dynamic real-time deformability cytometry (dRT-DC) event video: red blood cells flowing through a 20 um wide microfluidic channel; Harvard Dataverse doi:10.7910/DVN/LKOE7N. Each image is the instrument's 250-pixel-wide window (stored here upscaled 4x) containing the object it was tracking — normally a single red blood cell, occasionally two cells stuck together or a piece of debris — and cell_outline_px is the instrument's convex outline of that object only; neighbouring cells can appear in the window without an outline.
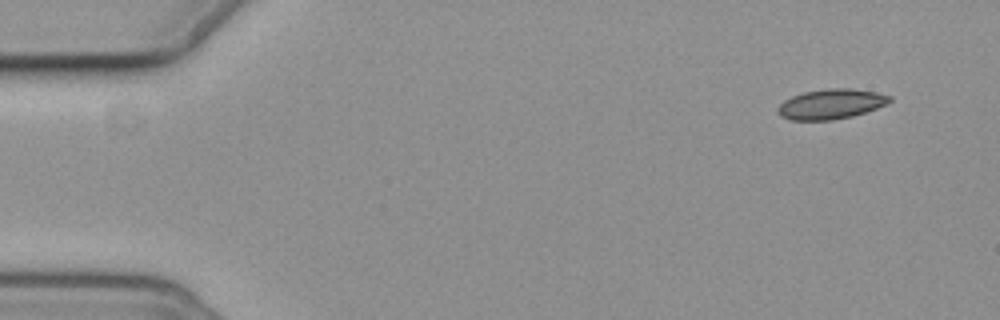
{"species": "common noctule bat (a hibernating species)", "species_latin": "Nyctalus noctula", "temperature_condition": "cold", "stored_images_in_passage": 4, "camera_frame_rate_fps": 3000, "um_per_image_px": 0.085, "animal": {"sex": "female", "body_mass_g": 19.3, "forearm_length_mm": 54.1}, "frame": {"image": 1, "passage_image": 1, "time_ms": 0.0, "image_size_px": [1000, 320], "cell_outline_px": [[892, 100], [888, 104], [852, 116], [832, 120], [788, 120], [780, 116], [776, 112], [776, 108], [784, 100], [792, 96], [804, 92], [828, 88], [852, 88], [876, 92], [892, 96]], "centroid_in_image_um": [70.62, 8.84], "position_along_channel_um": 14.4, "area_um2": 19.71}}
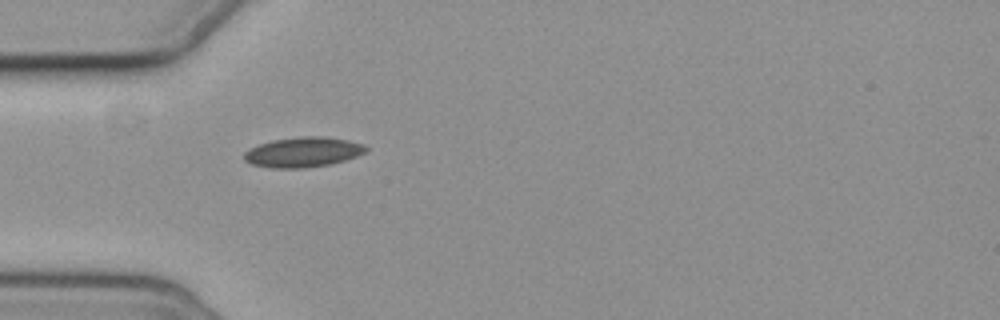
{"frame": {"image": 2, "passage_image": 4, "time_ms": 4.333, "image_size_px": [1000, 320], "cell_outline_px": [[368, 148], [364, 152], [356, 156], [332, 164], [304, 168], [272, 168], [252, 164], [244, 160], [244, 152], [248, 148], [272, 140], [300, 136], [324, 136], [348, 140], [364, 144]], "centroid_in_image_um": [25.74, 12.92], "position_along_channel_um": 59.3, "area_um2": 21.39}}